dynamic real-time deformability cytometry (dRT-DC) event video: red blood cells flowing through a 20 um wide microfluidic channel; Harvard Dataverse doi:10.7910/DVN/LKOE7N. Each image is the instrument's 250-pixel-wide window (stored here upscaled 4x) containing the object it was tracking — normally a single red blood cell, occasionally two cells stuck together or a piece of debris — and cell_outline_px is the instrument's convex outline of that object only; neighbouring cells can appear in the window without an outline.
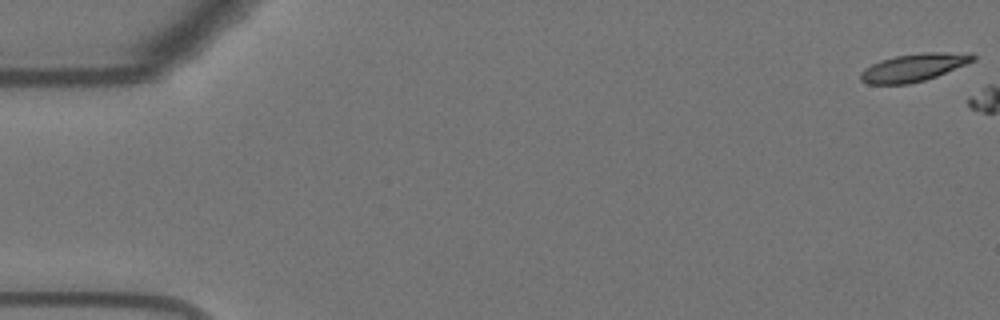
{"species": "Egyptian fruit bat (a non-hibernating species)", "species_latin": "Rousettus aegyptiacus", "temperature_condition": "warm", "stored_images_in_passage": 2, "camera_frame_rate_fps": 3000, "um_per_image_px": 0.085, "animal": {"sex": "female"}, "frame": {"image": 1, "passage_image": 1, "time_ms": 0.0, "image_size_px": [1000, 320], "cell_outline_px": [[976, 60], [936, 76], [924, 80], [908, 84], [868, 84], [860, 80], [860, 72], [864, 68], [880, 60], [896, 56], [924, 52], [944, 52], [976, 56]], "centroid_in_image_um": [77.59, 5.75], "position_along_channel_um": 7.4, "area_um2": 17.86}}